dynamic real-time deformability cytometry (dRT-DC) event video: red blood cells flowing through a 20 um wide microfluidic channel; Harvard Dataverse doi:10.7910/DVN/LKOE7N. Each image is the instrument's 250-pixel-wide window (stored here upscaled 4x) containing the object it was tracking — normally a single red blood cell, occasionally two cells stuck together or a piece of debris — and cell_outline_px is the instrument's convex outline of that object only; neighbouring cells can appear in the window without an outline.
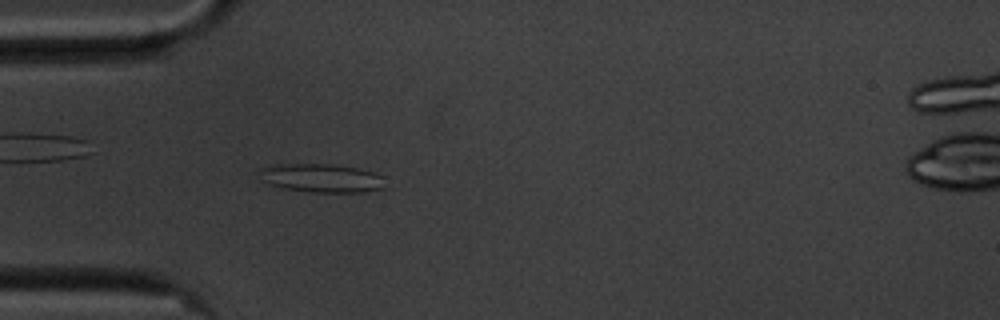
{"species": "common noctule bat (a hibernating species)", "species_latin": "Nyctalus noctula", "temperature_condition": "cold", "stored_images_in_passage": 50, "camera_frame_rate_fps": 3000, "um_per_image_px": 0.085, "animal": {"sex": "male", "body_mass_g": 20.1, "forearm_length_mm": 53.5}, "frame": {"image": 1, "passage_image": 10, "time_ms": 3.0, "image_size_px": [1000, 320], "cell_outline_px": [[384, 188], [364, 192], [312, 192], [284, 188], [268, 184], [264, 180], [260, 168], [268, 164], [328, 164], [356, 168], [372, 172], [384, 176]], "centroid_in_image_um": [27.35, 15.13], "position_along_channel_um": 57.7, "area_um2": 20.81}}
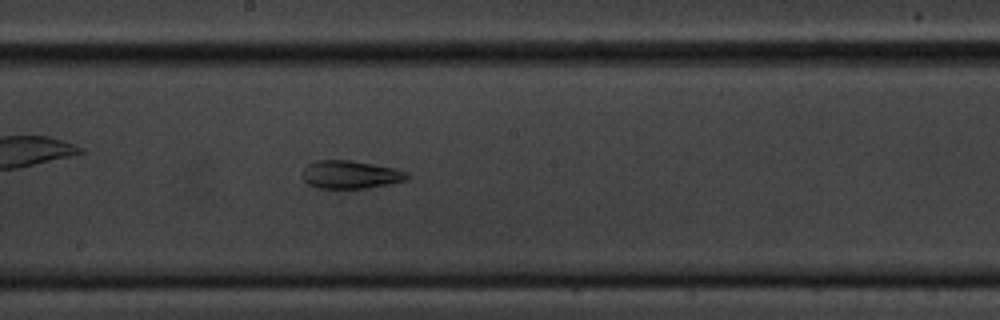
{"frame": {"image": 2, "passage_image": 24, "time_ms": 7.667, "image_size_px": [1000, 320], "cell_outline_px": [[408, 180], [388, 184], [364, 188], [316, 188], [308, 184], [300, 176], [304, 168], [308, 164], [316, 160], [348, 160], [396, 168], [408, 172]], "centroid_in_image_um": [29.76, 14.84], "position_along_channel_um": 218.4, "area_um2": 17.17}}
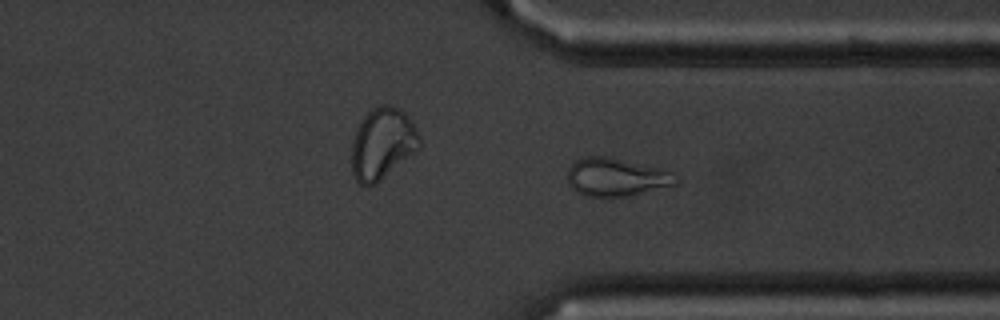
{"frame": {"image": 3, "passage_image": 36, "time_ms": 11.667, "image_size_px": [1000, 320], "cell_outline_px": [[680, 180], [676, 184], [628, 196], [584, 196], [576, 192], [568, 184], [568, 168], [576, 160], [584, 156], [604, 156], [664, 168], [672, 172]], "centroid_in_image_um": [52.39, 15.05], "position_along_channel_um": 359.0, "area_um2": 24.16}, "authors_computed_cell_mechanics": {"area_um2": 20.9814, "velocity_mm_per_s": 3.5185, "shape_relaxation_time_tau1_ms": null, "shape_relaxation_time_tau2_ms": 3.8927, "deformation_change_tau1": null, "deformation_change_tau2": 0.1303}}